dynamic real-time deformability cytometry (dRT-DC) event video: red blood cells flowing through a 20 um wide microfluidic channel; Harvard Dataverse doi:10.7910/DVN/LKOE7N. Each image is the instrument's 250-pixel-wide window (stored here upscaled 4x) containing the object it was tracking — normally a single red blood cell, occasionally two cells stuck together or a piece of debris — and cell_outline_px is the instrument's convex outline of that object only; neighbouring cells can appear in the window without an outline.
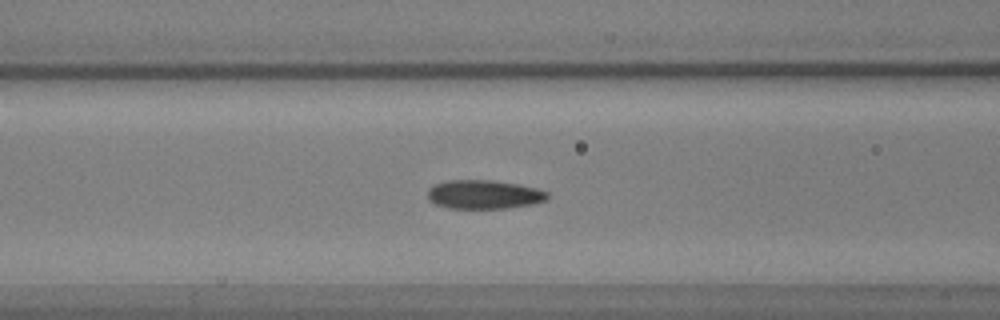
{"species": "common noctule bat (a hibernating species)", "species_latin": "Nyctalus noctula", "temperature_condition": "warm", "stored_images_in_passage": 49, "camera_frame_rate_fps": 3000, "um_per_image_px": 0.085, "animal": {"sex": "male", "body_mass_g": 17.9, "forearm_length_mm": 54.2}, "frame": {"image": 1, "passage_image": 13, "time_ms": 4.0, "image_size_px": [1000, 320], "cell_outline_px": [[548, 200], [532, 204], [504, 208], [448, 208], [436, 204], [428, 200], [428, 188], [436, 184], [448, 180], [492, 180], [520, 184], [540, 188], [548, 192]], "centroid_in_image_um": [41.17, 16.52], "position_along_channel_um": 125.4, "area_um2": 20.29}}
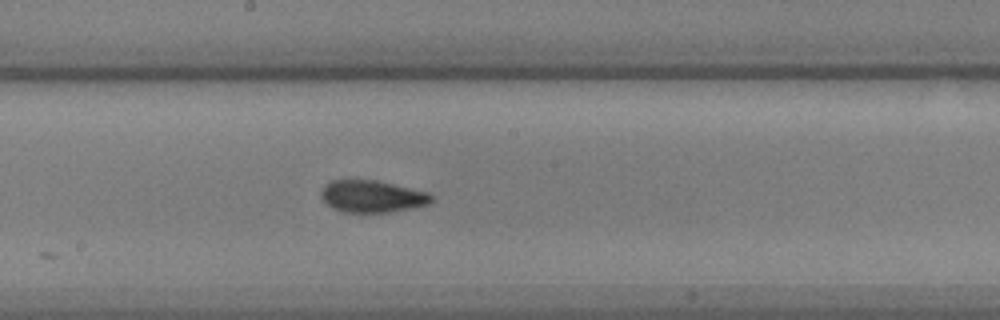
{"frame": {"image": 2, "passage_image": 21, "time_ms": 6.667, "image_size_px": [1000, 320], "cell_outline_px": [[436, 196], [428, 204], [412, 208], [388, 212], [344, 212], [332, 208], [320, 196], [320, 192], [324, 184], [332, 180], [376, 180], [428, 192]], "centroid_in_image_um": [31.63, 16.69], "position_along_channel_um": 216.6, "area_um2": 20.63}}
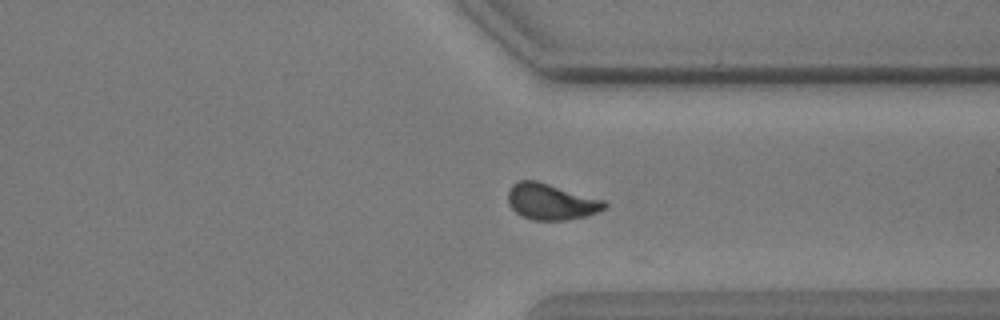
{"frame": {"image": 3, "passage_image": 34, "time_ms": 11.0, "image_size_px": [1000, 320], "cell_outline_px": [[608, 204], [604, 208], [596, 212], [584, 216], [564, 220], [532, 220], [516, 212], [508, 204], [508, 188], [512, 184], [520, 180], [536, 180], [604, 200]], "centroid_in_image_um": [46.8, 17.13], "position_along_channel_um": 364.6, "area_um2": 20.11}}